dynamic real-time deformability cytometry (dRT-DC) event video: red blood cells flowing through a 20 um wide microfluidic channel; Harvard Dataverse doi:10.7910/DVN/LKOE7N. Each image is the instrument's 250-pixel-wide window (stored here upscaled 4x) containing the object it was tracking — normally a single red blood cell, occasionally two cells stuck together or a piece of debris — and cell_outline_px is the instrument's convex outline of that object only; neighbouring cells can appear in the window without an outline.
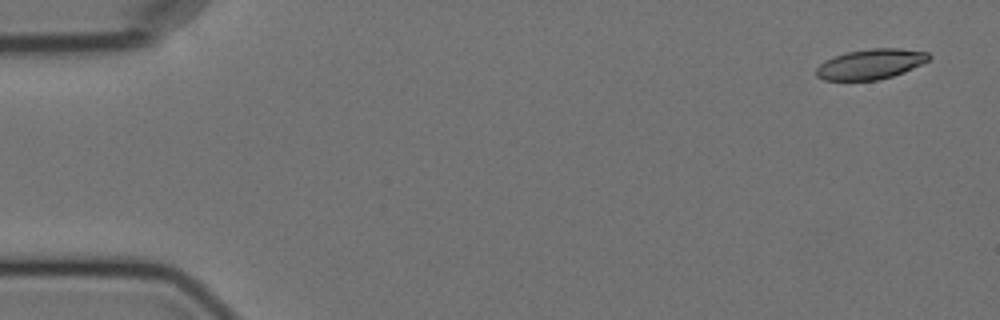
{"species": "Egyptian fruit bat (a non-hibernating species)", "species_latin": "Rousettus aegyptiacus", "temperature_condition": "cold", "stored_images_in_passage": 5, "camera_frame_rate_fps": 3000, "um_per_image_px": 0.085, "animal": {"sex": "female"}, "frame": {"image": 1, "passage_image": 1, "time_ms": 0.0, "image_size_px": [1000, 320], "cell_outline_px": [[932, 56], [928, 60], [904, 72], [892, 76], [876, 80], [824, 80], [816, 76], [816, 68], [824, 60], [832, 56], [848, 52], [872, 48], [900, 48], [928, 52]], "centroid_in_image_um": [73.98, 5.44], "position_along_channel_um": 11.0, "area_um2": 19.77}}
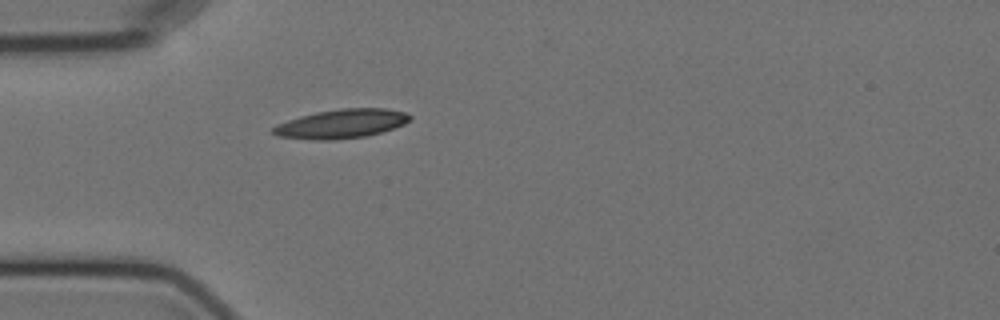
{"frame": {"image": 2, "passage_image": 5, "time_ms": 4.667, "image_size_px": [1000, 320], "cell_outline_px": [[412, 120], [404, 124], [380, 132], [364, 136], [332, 140], [312, 140], [276, 136], [272, 132], [272, 128], [276, 124], [300, 116], [316, 112], [344, 108], [384, 108], [404, 112], [412, 116]], "centroid_in_image_um": [29.0, 10.52], "position_along_channel_um": 56.0, "area_um2": 23.06}}